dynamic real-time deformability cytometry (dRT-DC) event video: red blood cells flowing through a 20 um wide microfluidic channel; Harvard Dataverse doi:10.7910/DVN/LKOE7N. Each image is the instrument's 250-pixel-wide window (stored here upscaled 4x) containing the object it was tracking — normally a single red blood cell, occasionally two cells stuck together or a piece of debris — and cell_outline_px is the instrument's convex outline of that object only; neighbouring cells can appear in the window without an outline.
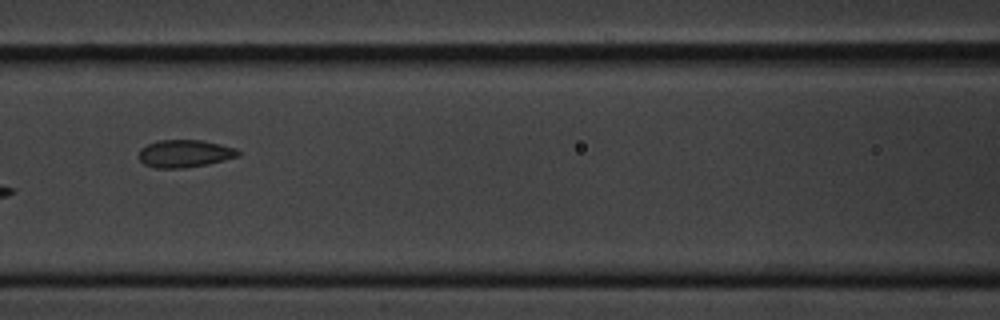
{"species": "common noctule bat (a hibernating species)", "species_latin": "Nyctalus noctula", "temperature_condition": "cold", "stored_images_in_passage": 8, "camera_frame_rate_fps": 3000, "um_per_image_px": 0.085, "animal": {"sex": "male", "body_mass_g": 20.1, "forearm_length_mm": 53.5}, "frame": {"image": 1, "passage_image": 6, "time_ms": 6.0, "image_size_px": [1000, 320], "cell_outline_px": [[240, 156], [208, 164], [184, 168], [156, 168], [144, 164], [140, 160], [140, 148], [156, 140], [204, 140], [236, 148], [240, 152]], "centroid_in_image_um": [15.72, 13.05], "position_along_channel_um": 150.9, "area_um2": 16.01}}
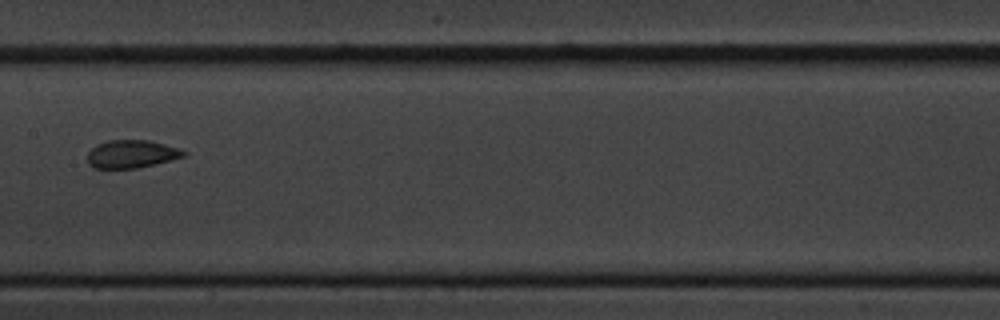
{"frame": {"image": 2, "passage_image": 7, "time_ms": 7.333, "image_size_px": [1000, 320], "cell_outline_px": [[188, 152], [184, 156], [136, 168], [92, 168], [88, 164], [88, 152], [96, 144], [108, 140], [148, 140], [164, 144]], "centroid_in_image_um": [11.12, 13.08], "position_along_channel_um": 196.3, "area_um2": 15.43}}
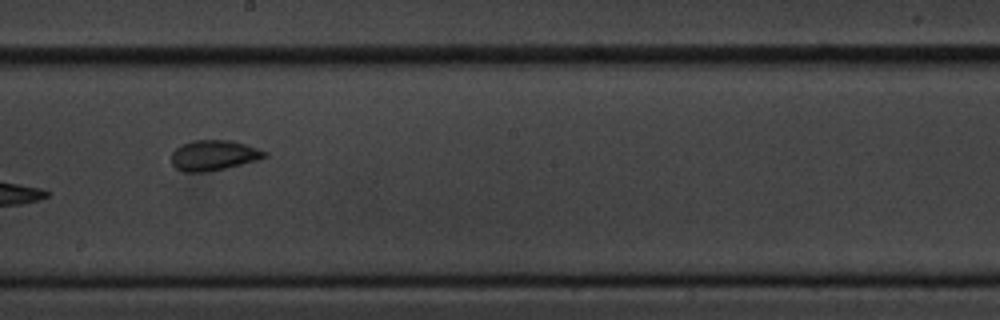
{"frame": {"image": 3, "passage_image": 8, "time_ms": 8.333, "image_size_px": [1000, 320], "cell_outline_px": [[268, 156], [256, 160], [224, 168], [204, 172], [184, 172], [176, 168], [172, 164], [172, 152], [180, 144], [192, 140], [232, 140], [268, 152]], "centroid_in_image_um": [18.13, 13.19], "position_along_channel_um": 230.1, "area_um2": 16.36}}